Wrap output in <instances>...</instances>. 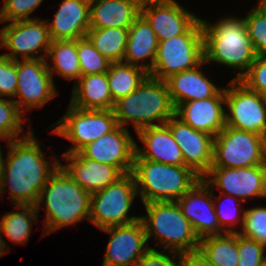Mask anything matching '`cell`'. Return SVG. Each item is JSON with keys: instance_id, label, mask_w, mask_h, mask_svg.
Listing matches in <instances>:
<instances>
[{"instance_id": "obj_1", "label": "cell", "mask_w": 266, "mask_h": 266, "mask_svg": "<svg viewBox=\"0 0 266 266\" xmlns=\"http://www.w3.org/2000/svg\"><path fill=\"white\" fill-rule=\"evenodd\" d=\"M7 143L8 154L4 161L0 195L6 191L3 189L9 184L13 205L35 206L40 191L61 163L59 159L53 157V164L50 165L31 129L22 139Z\"/></svg>"}, {"instance_id": "obj_2", "label": "cell", "mask_w": 266, "mask_h": 266, "mask_svg": "<svg viewBox=\"0 0 266 266\" xmlns=\"http://www.w3.org/2000/svg\"><path fill=\"white\" fill-rule=\"evenodd\" d=\"M205 62L236 68L240 80L255 61L256 53L243 19L223 18L215 24L202 20Z\"/></svg>"}, {"instance_id": "obj_3", "label": "cell", "mask_w": 266, "mask_h": 266, "mask_svg": "<svg viewBox=\"0 0 266 266\" xmlns=\"http://www.w3.org/2000/svg\"><path fill=\"white\" fill-rule=\"evenodd\" d=\"M43 201L46 206L45 235L81 220L89 221L91 194L75 182L61 166L40 191L35 205L38 213Z\"/></svg>"}, {"instance_id": "obj_4", "label": "cell", "mask_w": 266, "mask_h": 266, "mask_svg": "<svg viewBox=\"0 0 266 266\" xmlns=\"http://www.w3.org/2000/svg\"><path fill=\"white\" fill-rule=\"evenodd\" d=\"M113 112L118 125L133 123L137 132L145 127L165 125L175 114V107L165 81L147 75L133 92L114 103Z\"/></svg>"}, {"instance_id": "obj_5", "label": "cell", "mask_w": 266, "mask_h": 266, "mask_svg": "<svg viewBox=\"0 0 266 266\" xmlns=\"http://www.w3.org/2000/svg\"><path fill=\"white\" fill-rule=\"evenodd\" d=\"M132 173L143 203L177 201L202 178L188 166L147 159H134Z\"/></svg>"}, {"instance_id": "obj_6", "label": "cell", "mask_w": 266, "mask_h": 266, "mask_svg": "<svg viewBox=\"0 0 266 266\" xmlns=\"http://www.w3.org/2000/svg\"><path fill=\"white\" fill-rule=\"evenodd\" d=\"M143 204L147 216H140V220L145 228L147 240L155 236L174 258L198 250L200 239L176 201Z\"/></svg>"}, {"instance_id": "obj_7", "label": "cell", "mask_w": 266, "mask_h": 266, "mask_svg": "<svg viewBox=\"0 0 266 266\" xmlns=\"http://www.w3.org/2000/svg\"><path fill=\"white\" fill-rule=\"evenodd\" d=\"M204 60L202 19L184 34L158 42L152 69L148 75L165 80L170 75L194 69Z\"/></svg>"}, {"instance_id": "obj_8", "label": "cell", "mask_w": 266, "mask_h": 266, "mask_svg": "<svg viewBox=\"0 0 266 266\" xmlns=\"http://www.w3.org/2000/svg\"><path fill=\"white\" fill-rule=\"evenodd\" d=\"M137 195L133 173L124 174L104 189L91 194L89 221L103 230L140 220V216H128V211Z\"/></svg>"}, {"instance_id": "obj_9", "label": "cell", "mask_w": 266, "mask_h": 266, "mask_svg": "<svg viewBox=\"0 0 266 266\" xmlns=\"http://www.w3.org/2000/svg\"><path fill=\"white\" fill-rule=\"evenodd\" d=\"M266 164L265 137L225 126L213 139L211 167L241 168Z\"/></svg>"}, {"instance_id": "obj_10", "label": "cell", "mask_w": 266, "mask_h": 266, "mask_svg": "<svg viewBox=\"0 0 266 266\" xmlns=\"http://www.w3.org/2000/svg\"><path fill=\"white\" fill-rule=\"evenodd\" d=\"M54 126L56 128L51 133L64 137L75 144L63 154H74L113 131L118 123L113 110L79 109L69 105L64 116L51 127Z\"/></svg>"}, {"instance_id": "obj_11", "label": "cell", "mask_w": 266, "mask_h": 266, "mask_svg": "<svg viewBox=\"0 0 266 266\" xmlns=\"http://www.w3.org/2000/svg\"><path fill=\"white\" fill-rule=\"evenodd\" d=\"M225 88L226 126L266 136V97L250 90L240 80Z\"/></svg>"}, {"instance_id": "obj_12", "label": "cell", "mask_w": 266, "mask_h": 266, "mask_svg": "<svg viewBox=\"0 0 266 266\" xmlns=\"http://www.w3.org/2000/svg\"><path fill=\"white\" fill-rule=\"evenodd\" d=\"M0 48L10 49L4 55L12 60L46 59L52 39L47 21L35 18L34 20L13 21L1 29ZM45 54L38 55V52ZM21 53V54H20ZM35 53V55H33Z\"/></svg>"}, {"instance_id": "obj_13", "label": "cell", "mask_w": 266, "mask_h": 266, "mask_svg": "<svg viewBox=\"0 0 266 266\" xmlns=\"http://www.w3.org/2000/svg\"><path fill=\"white\" fill-rule=\"evenodd\" d=\"M47 60H17L15 97L19 98L13 100L23 114L33 107L44 106L57 95L53 77L47 68Z\"/></svg>"}, {"instance_id": "obj_14", "label": "cell", "mask_w": 266, "mask_h": 266, "mask_svg": "<svg viewBox=\"0 0 266 266\" xmlns=\"http://www.w3.org/2000/svg\"><path fill=\"white\" fill-rule=\"evenodd\" d=\"M202 179L211 188L215 185L221 189V196L227 198L240 197L244 202L256 196L266 197V164L241 168L211 167Z\"/></svg>"}, {"instance_id": "obj_15", "label": "cell", "mask_w": 266, "mask_h": 266, "mask_svg": "<svg viewBox=\"0 0 266 266\" xmlns=\"http://www.w3.org/2000/svg\"><path fill=\"white\" fill-rule=\"evenodd\" d=\"M213 198L218 199L213 194L211 186L201 178L176 201L199 239L225 233L218 223Z\"/></svg>"}, {"instance_id": "obj_16", "label": "cell", "mask_w": 266, "mask_h": 266, "mask_svg": "<svg viewBox=\"0 0 266 266\" xmlns=\"http://www.w3.org/2000/svg\"><path fill=\"white\" fill-rule=\"evenodd\" d=\"M102 231L110 234L102 266H135L150 248L146 247L148 240L141 220Z\"/></svg>"}, {"instance_id": "obj_17", "label": "cell", "mask_w": 266, "mask_h": 266, "mask_svg": "<svg viewBox=\"0 0 266 266\" xmlns=\"http://www.w3.org/2000/svg\"><path fill=\"white\" fill-rule=\"evenodd\" d=\"M165 125L180 147L185 165L203 177L212 166L214 137L193 129L175 114L167 120Z\"/></svg>"}, {"instance_id": "obj_18", "label": "cell", "mask_w": 266, "mask_h": 266, "mask_svg": "<svg viewBox=\"0 0 266 266\" xmlns=\"http://www.w3.org/2000/svg\"><path fill=\"white\" fill-rule=\"evenodd\" d=\"M79 152L91 160L118 167L126 174L133 170L136 142L127 127L118 125L113 131L86 145Z\"/></svg>"}, {"instance_id": "obj_19", "label": "cell", "mask_w": 266, "mask_h": 266, "mask_svg": "<svg viewBox=\"0 0 266 266\" xmlns=\"http://www.w3.org/2000/svg\"><path fill=\"white\" fill-rule=\"evenodd\" d=\"M141 15L150 24L158 42L184 34L199 18L176 0H155L141 4Z\"/></svg>"}, {"instance_id": "obj_20", "label": "cell", "mask_w": 266, "mask_h": 266, "mask_svg": "<svg viewBox=\"0 0 266 266\" xmlns=\"http://www.w3.org/2000/svg\"><path fill=\"white\" fill-rule=\"evenodd\" d=\"M225 89L211 98L199 99L179 104L175 115L193 129L215 137L226 126Z\"/></svg>"}, {"instance_id": "obj_21", "label": "cell", "mask_w": 266, "mask_h": 266, "mask_svg": "<svg viewBox=\"0 0 266 266\" xmlns=\"http://www.w3.org/2000/svg\"><path fill=\"white\" fill-rule=\"evenodd\" d=\"M68 164H60L67 174L90 194L117 181L124 173L115 166L84 157L80 152L63 154Z\"/></svg>"}, {"instance_id": "obj_22", "label": "cell", "mask_w": 266, "mask_h": 266, "mask_svg": "<svg viewBox=\"0 0 266 266\" xmlns=\"http://www.w3.org/2000/svg\"><path fill=\"white\" fill-rule=\"evenodd\" d=\"M137 135L145 148L136 144L134 159H147L168 165L186 166L182 151L166 125L145 127Z\"/></svg>"}, {"instance_id": "obj_23", "label": "cell", "mask_w": 266, "mask_h": 266, "mask_svg": "<svg viewBox=\"0 0 266 266\" xmlns=\"http://www.w3.org/2000/svg\"><path fill=\"white\" fill-rule=\"evenodd\" d=\"M53 40H77L87 36L90 29V0H63L48 23Z\"/></svg>"}, {"instance_id": "obj_24", "label": "cell", "mask_w": 266, "mask_h": 266, "mask_svg": "<svg viewBox=\"0 0 266 266\" xmlns=\"http://www.w3.org/2000/svg\"><path fill=\"white\" fill-rule=\"evenodd\" d=\"M205 63L203 60L194 69L170 75L164 80L175 108L184 102L214 97L222 89L206 78L200 70Z\"/></svg>"}, {"instance_id": "obj_25", "label": "cell", "mask_w": 266, "mask_h": 266, "mask_svg": "<svg viewBox=\"0 0 266 266\" xmlns=\"http://www.w3.org/2000/svg\"><path fill=\"white\" fill-rule=\"evenodd\" d=\"M140 15L137 0H90V29H128Z\"/></svg>"}, {"instance_id": "obj_26", "label": "cell", "mask_w": 266, "mask_h": 266, "mask_svg": "<svg viewBox=\"0 0 266 266\" xmlns=\"http://www.w3.org/2000/svg\"><path fill=\"white\" fill-rule=\"evenodd\" d=\"M158 48V39L147 20L140 15L128 28V40L123 57L126 64L136 65L149 72ZM149 58V64L141 63Z\"/></svg>"}, {"instance_id": "obj_27", "label": "cell", "mask_w": 266, "mask_h": 266, "mask_svg": "<svg viewBox=\"0 0 266 266\" xmlns=\"http://www.w3.org/2000/svg\"><path fill=\"white\" fill-rule=\"evenodd\" d=\"M70 105L79 109L113 110L107 73L81 76L75 82Z\"/></svg>"}, {"instance_id": "obj_28", "label": "cell", "mask_w": 266, "mask_h": 266, "mask_svg": "<svg viewBox=\"0 0 266 266\" xmlns=\"http://www.w3.org/2000/svg\"><path fill=\"white\" fill-rule=\"evenodd\" d=\"M198 251L214 266H237L238 233H223L200 239Z\"/></svg>"}, {"instance_id": "obj_29", "label": "cell", "mask_w": 266, "mask_h": 266, "mask_svg": "<svg viewBox=\"0 0 266 266\" xmlns=\"http://www.w3.org/2000/svg\"><path fill=\"white\" fill-rule=\"evenodd\" d=\"M47 58L53 66L47 63V68L53 77V72L68 80H78L81 77L80 63L77 52V40H53L47 52Z\"/></svg>"}, {"instance_id": "obj_30", "label": "cell", "mask_w": 266, "mask_h": 266, "mask_svg": "<svg viewBox=\"0 0 266 266\" xmlns=\"http://www.w3.org/2000/svg\"><path fill=\"white\" fill-rule=\"evenodd\" d=\"M147 75L142 67L124 62L111 63L107 79L113 103L133 92Z\"/></svg>"}, {"instance_id": "obj_31", "label": "cell", "mask_w": 266, "mask_h": 266, "mask_svg": "<svg viewBox=\"0 0 266 266\" xmlns=\"http://www.w3.org/2000/svg\"><path fill=\"white\" fill-rule=\"evenodd\" d=\"M87 37L94 47L110 62H123L128 40V29L113 27L89 29Z\"/></svg>"}, {"instance_id": "obj_32", "label": "cell", "mask_w": 266, "mask_h": 266, "mask_svg": "<svg viewBox=\"0 0 266 266\" xmlns=\"http://www.w3.org/2000/svg\"><path fill=\"white\" fill-rule=\"evenodd\" d=\"M16 207L21 211L2 215L0 233L17 244H25L30 237L32 222L37 221L38 211L34 205H16Z\"/></svg>"}, {"instance_id": "obj_33", "label": "cell", "mask_w": 266, "mask_h": 266, "mask_svg": "<svg viewBox=\"0 0 266 266\" xmlns=\"http://www.w3.org/2000/svg\"><path fill=\"white\" fill-rule=\"evenodd\" d=\"M77 52L81 76L107 73L112 62L105 58L89 40L83 37L77 39Z\"/></svg>"}, {"instance_id": "obj_34", "label": "cell", "mask_w": 266, "mask_h": 266, "mask_svg": "<svg viewBox=\"0 0 266 266\" xmlns=\"http://www.w3.org/2000/svg\"><path fill=\"white\" fill-rule=\"evenodd\" d=\"M23 113L12 99L0 97V139L16 140L22 128Z\"/></svg>"}, {"instance_id": "obj_35", "label": "cell", "mask_w": 266, "mask_h": 266, "mask_svg": "<svg viewBox=\"0 0 266 266\" xmlns=\"http://www.w3.org/2000/svg\"><path fill=\"white\" fill-rule=\"evenodd\" d=\"M243 18L257 56H266V8L260 3Z\"/></svg>"}, {"instance_id": "obj_36", "label": "cell", "mask_w": 266, "mask_h": 266, "mask_svg": "<svg viewBox=\"0 0 266 266\" xmlns=\"http://www.w3.org/2000/svg\"><path fill=\"white\" fill-rule=\"evenodd\" d=\"M242 212V231L238 233L266 246V207H254Z\"/></svg>"}, {"instance_id": "obj_37", "label": "cell", "mask_w": 266, "mask_h": 266, "mask_svg": "<svg viewBox=\"0 0 266 266\" xmlns=\"http://www.w3.org/2000/svg\"><path fill=\"white\" fill-rule=\"evenodd\" d=\"M266 246L238 233L239 262L237 266H260L266 262Z\"/></svg>"}, {"instance_id": "obj_38", "label": "cell", "mask_w": 266, "mask_h": 266, "mask_svg": "<svg viewBox=\"0 0 266 266\" xmlns=\"http://www.w3.org/2000/svg\"><path fill=\"white\" fill-rule=\"evenodd\" d=\"M43 0H5L0 9L2 23L19 20H34L29 15Z\"/></svg>"}, {"instance_id": "obj_39", "label": "cell", "mask_w": 266, "mask_h": 266, "mask_svg": "<svg viewBox=\"0 0 266 266\" xmlns=\"http://www.w3.org/2000/svg\"><path fill=\"white\" fill-rule=\"evenodd\" d=\"M240 81L250 90L266 97V56H256L248 72Z\"/></svg>"}, {"instance_id": "obj_40", "label": "cell", "mask_w": 266, "mask_h": 266, "mask_svg": "<svg viewBox=\"0 0 266 266\" xmlns=\"http://www.w3.org/2000/svg\"><path fill=\"white\" fill-rule=\"evenodd\" d=\"M17 91V60L0 55V97H15Z\"/></svg>"}, {"instance_id": "obj_41", "label": "cell", "mask_w": 266, "mask_h": 266, "mask_svg": "<svg viewBox=\"0 0 266 266\" xmlns=\"http://www.w3.org/2000/svg\"><path fill=\"white\" fill-rule=\"evenodd\" d=\"M172 258L150 247L135 266H183V256H179L178 262Z\"/></svg>"}, {"instance_id": "obj_42", "label": "cell", "mask_w": 266, "mask_h": 266, "mask_svg": "<svg viewBox=\"0 0 266 266\" xmlns=\"http://www.w3.org/2000/svg\"><path fill=\"white\" fill-rule=\"evenodd\" d=\"M216 200L214 199V204H215V211H216V215H217V220L218 223L220 225V228L222 230L225 231V233H238L239 231H234L232 229H223L224 226H228V227H232L233 225L239 224V222L241 221L243 224V220H244V215H240L239 213L241 212V210H239V207L234 208L235 210L237 209V211H235L234 209L231 211L228 209V207L225 205V207L223 206L224 202L220 201V204H222V206H218L216 205ZM218 206V207H217ZM227 208V209H226ZM230 208V206H229ZM230 211V213H229ZM236 213H235V212ZM240 211V212H239ZM232 212V213H231ZM234 212V213H233ZM238 213V214H237ZM236 214V215H235ZM238 215V216H237ZM236 220V221H235ZM231 221V222H230Z\"/></svg>"}, {"instance_id": "obj_43", "label": "cell", "mask_w": 266, "mask_h": 266, "mask_svg": "<svg viewBox=\"0 0 266 266\" xmlns=\"http://www.w3.org/2000/svg\"><path fill=\"white\" fill-rule=\"evenodd\" d=\"M183 266H214L198 250L183 254Z\"/></svg>"}, {"instance_id": "obj_44", "label": "cell", "mask_w": 266, "mask_h": 266, "mask_svg": "<svg viewBox=\"0 0 266 266\" xmlns=\"http://www.w3.org/2000/svg\"><path fill=\"white\" fill-rule=\"evenodd\" d=\"M7 245H6V242L5 240L3 239L1 233H0V257L5 254V252H7ZM6 250V251H5Z\"/></svg>"}, {"instance_id": "obj_45", "label": "cell", "mask_w": 266, "mask_h": 266, "mask_svg": "<svg viewBox=\"0 0 266 266\" xmlns=\"http://www.w3.org/2000/svg\"><path fill=\"white\" fill-rule=\"evenodd\" d=\"M2 150H1V146H0V182L2 179V175H3V170H4V157L2 156Z\"/></svg>"}, {"instance_id": "obj_46", "label": "cell", "mask_w": 266, "mask_h": 266, "mask_svg": "<svg viewBox=\"0 0 266 266\" xmlns=\"http://www.w3.org/2000/svg\"><path fill=\"white\" fill-rule=\"evenodd\" d=\"M258 2H260L266 8V0H259Z\"/></svg>"}, {"instance_id": "obj_47", "label": "cell", "mask_w": 266, "mask_h": 266, "mask_svg": "<svg viewBox=\"0 0 266 266\" xmlns=\"http://www.w3.org/2000/svg\"><path fill=\"white\" fill-rule=\"evenodd\" d=\"M137 1L140 2V3L142 4V3H145V2L155 1V0H137Z\"/></svg>"}, {"instance_id": "obj_48", "label": "cell", "mask_w": 266, "mask_h": 266, "mask_svg": "<svg viewBox=\"0 0 266 266\" xmlns=\"http://www.w3.org/2000/svg\"><path fill=\"white\" fill-rule=\"evenodd\" d=\"M0 23H2L1 16H0ZM0 41H1V30H0Z\"/></svg>"}]
</instances>
